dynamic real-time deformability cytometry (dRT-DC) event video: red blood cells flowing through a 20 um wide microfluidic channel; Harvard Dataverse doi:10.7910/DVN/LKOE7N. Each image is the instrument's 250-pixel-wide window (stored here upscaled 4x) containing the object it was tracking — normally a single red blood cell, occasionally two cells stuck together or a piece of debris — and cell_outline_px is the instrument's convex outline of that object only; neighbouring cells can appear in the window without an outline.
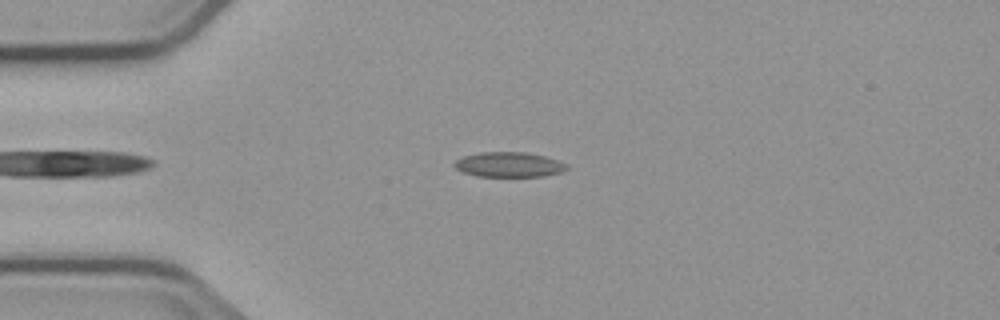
{"species": "common noctule bat (a hibernating species)", "species_latin": "Nyctalus noctula", "temperature_condition": "cold", "stored_images_in_passage": 8, "camera_frame_rate_fps": 3000, "um_per_image_px": 0.085, "animal": {"sex": "male", "body_mass_g": 23.1, "forearm_length_mm": 52.7}, "frame": {"image": 1, "passage_image": 4, "time_ms": 3.333, "image_size_px": [1000, 320], "cell_outline_px": [[568, 168], [564, 172], [544, 176], [476, 176], [464, 172], [456, 168], [452, 164], [456, 160], [464, 156], [480, 152], [524, 152], [544, 156], [568, 164]], "centroid_in_image_um": [43.28, 13.99], "position_along_channel_um": 41.7, "area_um2": 16.3}}
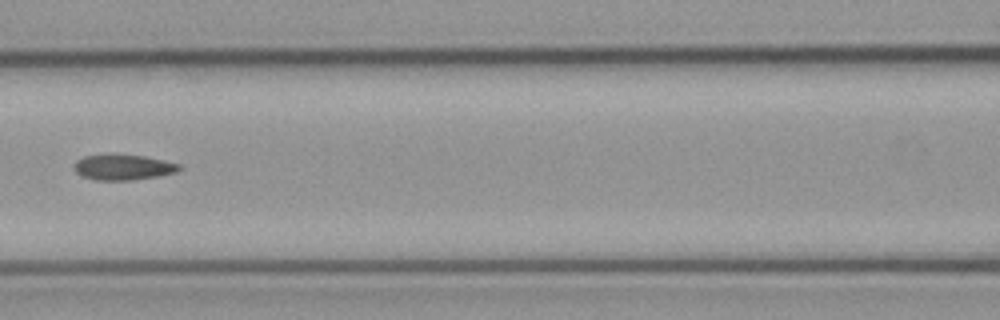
{"frame": {"image": 2, "passage_image": 7, "time_ms": 7.0, "image_size_px": [1000, 320], "cell_outline_px": [[184, 168], [176, 172], [160, 176], [132, 180], [96, 180], [80, 176], [72, 168], [76, 160], [84, 156], [144, 156], [180, 164]], "centroid_in_image_um": [10.48, 14.25], "position_along_channel_um": 156.1, "area_um2": 15.37}}
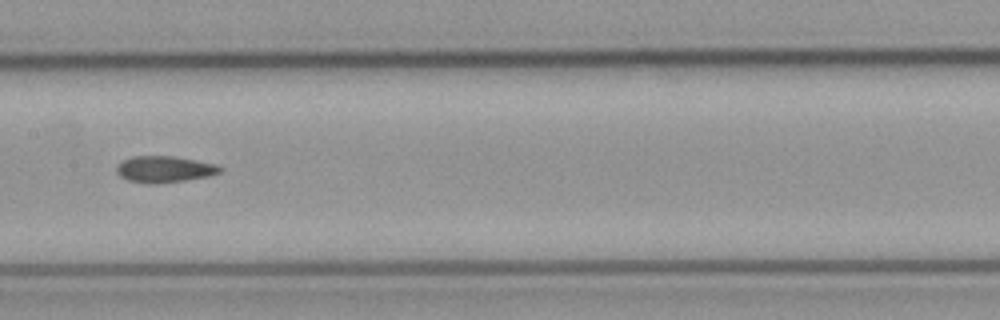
{"frame": {"image": 3, "passage_image": 8, "time_ms": 8.0, "image_size_px": [1000, 320], "cell_outline_px": [[224, 168], [220, 172], [208, 176], [184, 180], [156, 184], [148, 184], [128, 180], [120, 176], [116, 172], [116, 164], [132, 156], [176, 156], [216, 164]], "centroid_in_image_um": [13.96, 14.38], "position_along_channel_um": 193.4, "area_um2": 16.01}}